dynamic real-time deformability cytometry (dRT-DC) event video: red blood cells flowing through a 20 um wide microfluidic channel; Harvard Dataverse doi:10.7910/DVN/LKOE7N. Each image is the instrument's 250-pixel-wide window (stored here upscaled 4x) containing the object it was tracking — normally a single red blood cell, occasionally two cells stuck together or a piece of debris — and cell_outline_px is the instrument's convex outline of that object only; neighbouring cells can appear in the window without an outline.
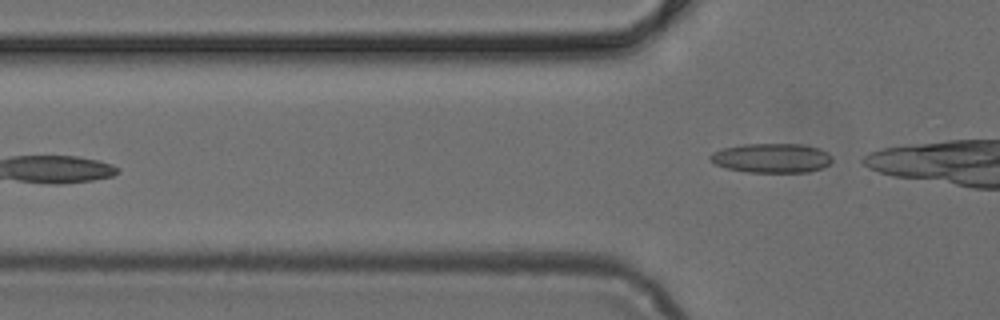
{"species": "common noctule bat (a hibernating species)", "species_latin": "Nyctalus noctula", "temperature_condition": "cold", "stored_images_in_passage": 4, "camera_frame_rate_fps": 3000, "um_per_image_px": 0.085, "animal": {"sex": "female", "body_mass_g": 24.6, "forearm_length_mm": 56.2}, "frame": {"image": 1, "passage_image": 4, "time_ms": 1.0, "image_size_px": [1000, 320], "cell_outline_px": [[832, 160], [828, 164], [820, 168], [808, 172], [748, 172], [724, 168], [708, 160], [708, 156], [712, 152], [720, 148], [744, 144], [804, 144], [820, 148], [828, 152], [832, 156]], "centroid_in_image_um": [65.55, 13.42], "position_along_channel_um": 60.3, "area_um2": 21.15}}